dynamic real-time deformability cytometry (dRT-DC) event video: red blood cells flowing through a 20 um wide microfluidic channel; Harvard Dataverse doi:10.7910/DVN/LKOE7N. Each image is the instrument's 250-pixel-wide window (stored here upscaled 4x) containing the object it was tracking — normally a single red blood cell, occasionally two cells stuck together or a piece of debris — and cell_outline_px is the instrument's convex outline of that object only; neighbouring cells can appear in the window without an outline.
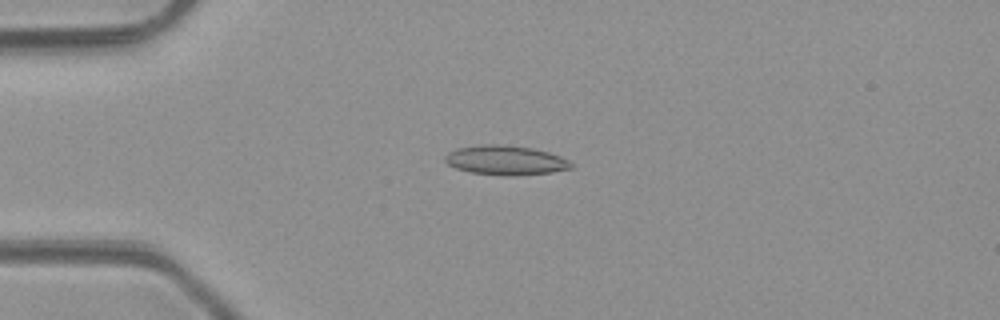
{"species": "common noctule bat (a hibernating species)", "species_latin": "Nyctalus noctula", "temperature_condition": "room temperature", "stored_images_in_passage": 6, "camera_frame_rate_fps": 3000, "um_per_image_px": 0.085, "animal": {"sex": "male", "body_mass_g": 23.1, "forearm_length_mm": 52.7}, "frame": {"image": 1, "passage_image": 4, "time_ms": 3.333, "image_size_px": [1000, 320], "cell_outline_px": [[572, 168], [552, 172], [516, 176], [500, 176], [472, 172], [456, 168], [448, 164], [444, 160], [444, 156], [448, 152], [456, 148], [484, 144], [504, 144], [532, 148], [548, 152], [560, 156], [568, 160], [572, 164]], "centroid_in_image_um": [42.96, 13.62], "position_along_channel_um": 42.0, "area_um2": 21.79}}
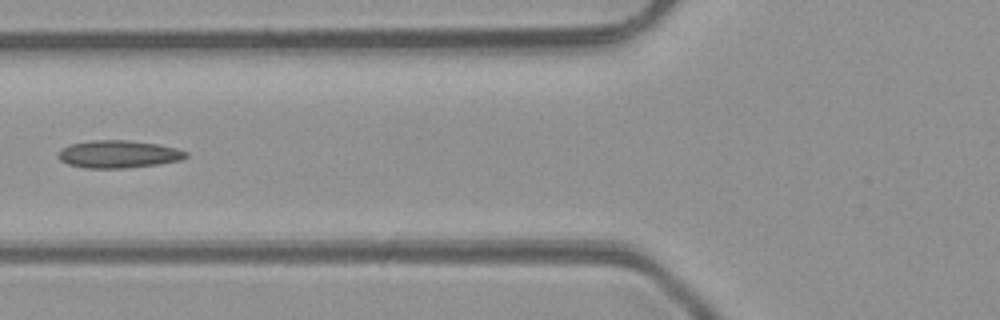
{"frame": {"image": 2, "passage_image": 6, "time_ms": 5.667, "image_size_px": [1000, 320], "cell_outline_px": [[188, 156], [180, 160], [160, 164], [124, 168], [84, 168], [68, 164], [60, 160], [56, 156], [60, 148], [68, 144], [92, 140], [128, 140], [160, 144], [176, 148], [188, 152]], "centroid_in_image_um": [10.04, 13.1], "position_along_channel_um": 115.8, "area_um2": 20.81}}